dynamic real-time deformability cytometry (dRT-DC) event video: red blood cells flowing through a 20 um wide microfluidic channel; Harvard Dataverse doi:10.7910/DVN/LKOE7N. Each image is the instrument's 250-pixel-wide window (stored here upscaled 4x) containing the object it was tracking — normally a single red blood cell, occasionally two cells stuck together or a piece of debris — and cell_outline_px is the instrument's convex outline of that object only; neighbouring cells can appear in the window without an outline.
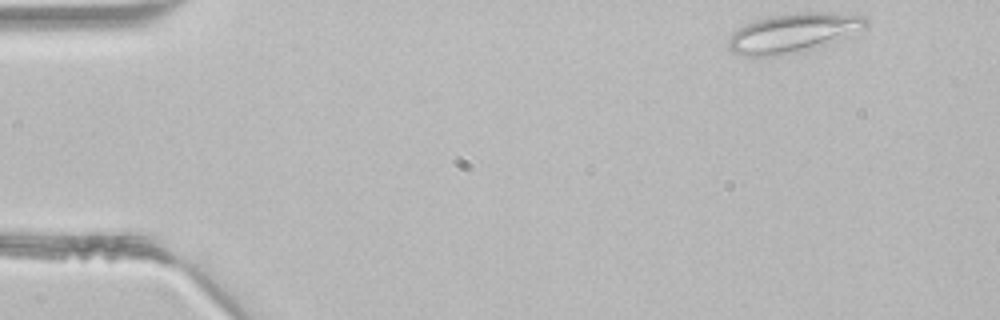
{"species": "common noctule bat (a hibernating species)", "species_latin": "Nyctalus noctula", "temperature_condition": "room temperature", "stored_images_in_passage": 3, "camera_frame_rate_fps": 3000, "um_per_image_px": 0.085, "animal": {"sex": "male", "body_mass_g": 21.5, "forearm_length_mm": 52.0}, "frame": {"image": 1, "passage_image": 1, "time_ms": 0.0, "image_size_px": [1000, 320], "cell_outline_px": [[868, 24], [828, 44], [816, 48], [780, 56], [744, 56], [732, 52], [728, 48], [728, 36], [732, 32], [756, 20], [772, 16], [796, 12], [836, 12], [864, 16], [868, 20]], "centroid_in_image_um": [67.37, 2.8], "position_along_channel_um": 17.6, "area_um2": 31.21}}
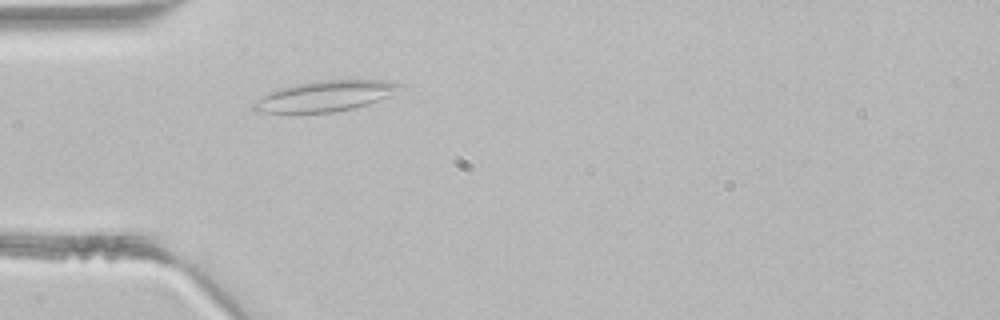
{"frame": {"image": 2, "passage_image": 3, "time_ms": 0.667, "image_size_px": [1000, 320], "cell_outline_px": [[404, 84], [388, 96], [352, 108], [332, 112], [256, 112], [252, 108], [252, 104], [268, 92], [280, 88], [296, 84], [320, 80], [380, 80]], "centroid_in_image_um": [27.58, 8.15], "position_along_channel_um": 57.4, "area_um2": 25.32}}